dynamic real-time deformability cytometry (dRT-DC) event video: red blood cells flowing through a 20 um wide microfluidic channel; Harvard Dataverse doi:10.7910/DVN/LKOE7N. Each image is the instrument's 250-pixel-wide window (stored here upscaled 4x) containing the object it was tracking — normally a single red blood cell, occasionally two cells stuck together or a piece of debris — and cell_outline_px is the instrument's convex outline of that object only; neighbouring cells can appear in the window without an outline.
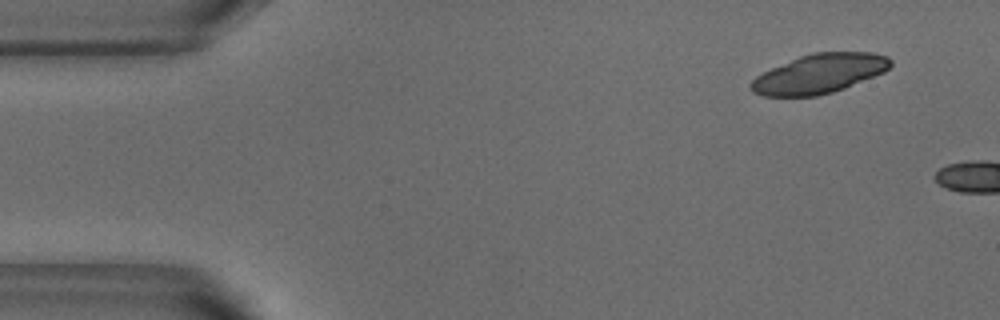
{"species": "common noctule bat (a hibernating species)", "species_latin": "Nyctalus noctula", "temperature_condition": "warm", "stored_images_in_passage": 3, "camera_frame_rate_fps": 3000, "um_per_image_px": 0.085, "animal": {"sex": "male", "body_mass_g": 18.8}, "frame": {"image": 1, "passage_image": 1, "time_ms": 0.0, "image_size_px": [1000, 320], "cell_outline_px": [[892, 64], [884, 72], [844, 88], [832, 92], [816, 96], [764, 96], [752, 92], [748, 88], [748, 84], [756, 76], [772, 68], [800, 56], [812, 52], [872, 52], [888, 56], [892, 60]], "centroid_in_image_um": [69.63, 6.26], "position_along_channel_um": 15.4, "area_um2": 31.91}}